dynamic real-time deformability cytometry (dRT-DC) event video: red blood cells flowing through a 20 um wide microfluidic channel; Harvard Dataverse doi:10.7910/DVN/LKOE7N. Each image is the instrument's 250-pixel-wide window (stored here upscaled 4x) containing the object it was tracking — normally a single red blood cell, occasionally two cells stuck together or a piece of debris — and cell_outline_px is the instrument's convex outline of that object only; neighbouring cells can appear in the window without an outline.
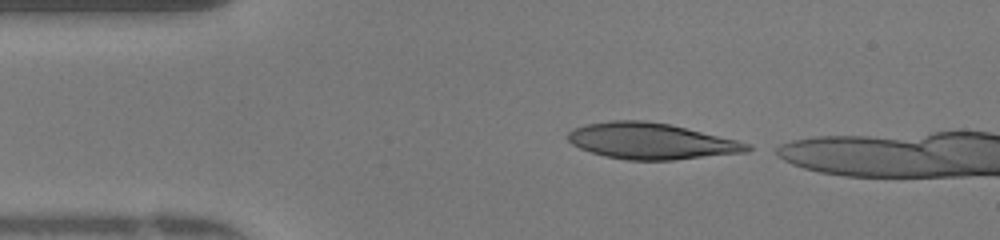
{"species": "human", "species_latin": "Homo sapiens", "temperature_condition": "warm", "stored_images_in_passage": 35, "camera_frame_rate_fps": 3000, "um_per_image_px": 0.085, "donor": {"sex": "female"}, "frame": {"image": 1, "passage_image": 1, "time_ms": 0.0, "image_size_px": [1000, 240], "cell_outline_px": [[752, 148], [748, 152], [672, 160], [628, 160], [604, 156], [580, 148], [572, 144], [568, 140], [568, 132], [576, 128], [588, 124], [612, 120], [644, 120], [668, 124], [736, 140], [752, 144]], "centroid_in_image_um": [55.36, 12.0], "position_along_channel_um": 29.6, "area_um2": 37.4}}
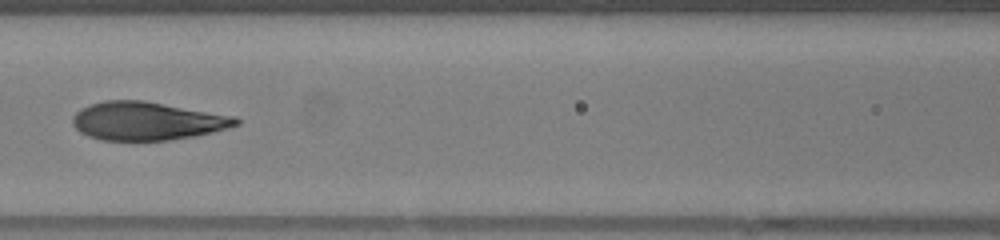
{"frame": {"image": 2, "passage_image": 13, "time_ms": 4.0, "image_size_px": [1000, 240], "cell_outline_px": [[240, 124], [228, 128], [196, 136], [168, 140], [100, 140], [88, 136], [80, 132], [72, 124], [72, 116], [80, 108], [88, 104], [104, 100], [144, 100], [236, 116], [240, 120]], "centroid_in_image_um": [12.49, 10.28], "position_along_channel_um": 154.1, "area_um2": 36.76}}
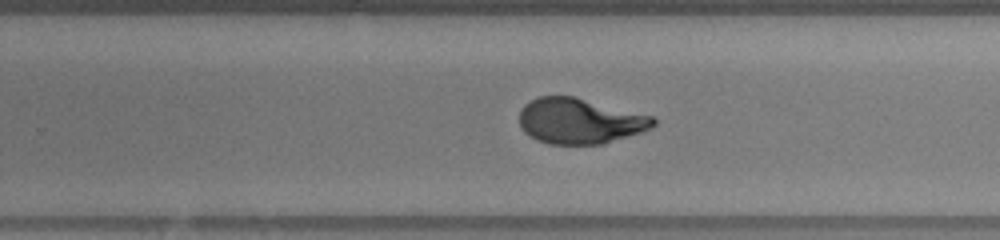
{"frame": {"image": 3, "passage_image": 22, "time_ms": 7.0, "image_size_px": [1000, 240], "cell_outline_px": [[656, 124], [652, 128], [604, 144], [548, 144], [536, 140], [524, 132], [520, 128], [520, 108], [524, 104], [540, 96], [572, 96], [652, 116], [656, 120]], "centroid_in_image_um": [49.25, 10.3], "position_along_channel_um": 280.5, "area_um2": 35.43}, "authors_computed_cell_mechanics": {"area_um2": 36.4718, "velocity_mm_per_s": 4.2277, "shape_relaxation_time_tau1_ms": 7.5621, "shape_relaxation_time_tau2_ms": 0.7245, "deformation_change_tau1": 0.351, "deformation_change_tau2": 0.0632}}